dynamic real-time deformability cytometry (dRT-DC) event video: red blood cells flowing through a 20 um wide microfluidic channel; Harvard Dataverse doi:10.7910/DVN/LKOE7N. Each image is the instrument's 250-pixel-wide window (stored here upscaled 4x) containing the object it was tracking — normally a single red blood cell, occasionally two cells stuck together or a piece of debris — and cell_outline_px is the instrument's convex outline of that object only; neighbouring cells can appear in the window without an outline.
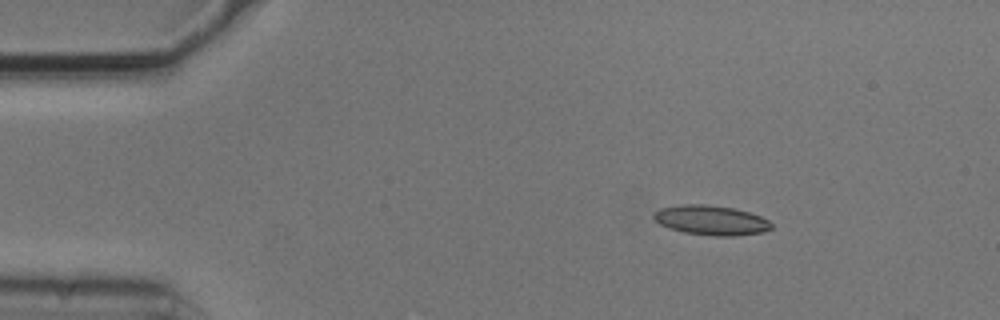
{"species": "common noctule bat (a hibernating species)", "species_latin": "Nyctalus noctula", "temperature_condition": "cold", "stored_images_in_passage": 3, "camera_frame_rate_fps": 3000, "um_per_image_px": 0.085, "animal": {"sex": "male", "body_mass_g": 20.5, "forearm_length_mm": 52.5}, "frame": {"image": 1, "passage_image": 1, "time_ms": 0.0, "image_size_px": [1000, 320], "cell_outline_px": [[772, 228], [764, 232], [736, 236], [716, 236], [684, 232], [668, 228], [660, 224], [652, 216], [660, 208], [684, 204], [704, 204], [732, 208], [748, 212], [760, 216], [768, 220], [772, 224]], "centroid_in_image_um": [60.46, 18.73], "position_along_channel_um": 24.5, "area_um2": 20.23}}